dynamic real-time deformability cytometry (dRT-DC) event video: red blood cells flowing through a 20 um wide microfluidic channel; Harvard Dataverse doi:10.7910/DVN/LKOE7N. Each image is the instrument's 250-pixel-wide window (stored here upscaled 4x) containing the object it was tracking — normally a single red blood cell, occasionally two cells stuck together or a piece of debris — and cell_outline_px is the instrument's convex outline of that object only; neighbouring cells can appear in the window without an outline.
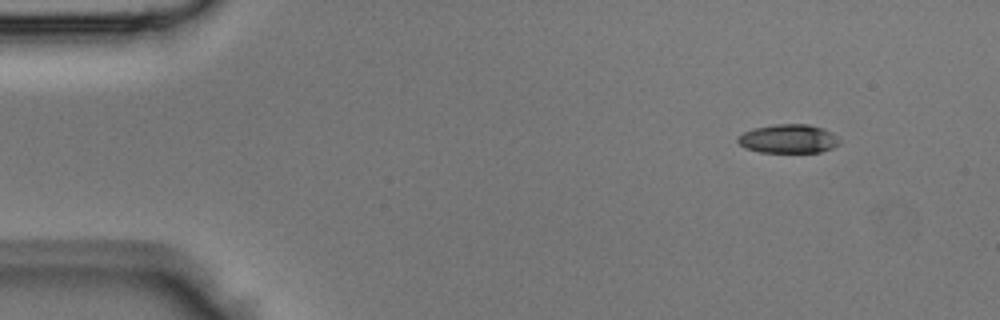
{"species": "Egyptian fruit bat (a non-hibernating species)", "species_latin": "Rousettus aegyptiacus", "temperature_condition": "room temperature", "stored_images_in_passage": 39, "camera_frame_rate_fps": 3000, "um_per_image_px": 0.085, "animal": {"sex": "male"}, "frame": {"image": 1, "passage_image": 1, "time_ms": 0.0, "image_size_px": [1000, 320], "cell_outline_px": [[840, 144], [832, 148], [820, 152], [760, 152], [744, 148], [736, 140], [736, 136], [752, 128], [776, 124], [808, 124], [824, 128], [832, 132], [840, 140]], "centroid_in_image_um": [67.0, 11.79], "position_along_channel_um": 18.0, "area_um2": 17.28}}
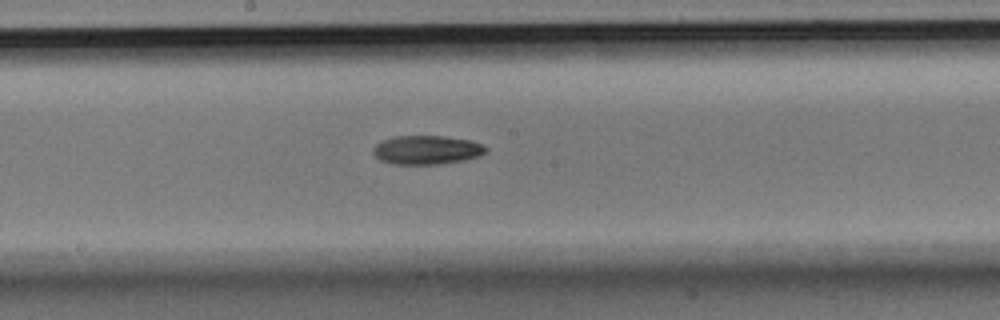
{"frame": {"image": 2, "passage_image": 19, "time_ms": 6.0, "image_size_px": [1000, 320], "cell_outline_px": [[488, 152], [480, 156], [464, 160], [436, 164], [392, 164], [380, 160], [372, 152], [372, 148], [376, 144], [384, 140], [396, 136], [444, 136], [472, 140], [484, 144], [488, 148]], "centroid_in_image_um": [36.32, 12.74], "position_along_channel_um": 211.9, "area_um2": 19.13}}
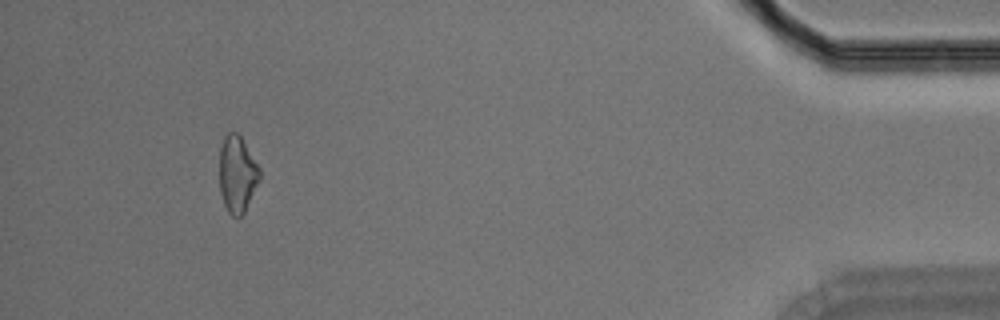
{"frame": {"image": 3, "passage_image": 36, "time_ms": 11.667, "image_size_px": [1000, 320], "cell_outline_px": [[260, 176], [244, 212], [240, 216], [232, 216], [228, 212], [224, 204], [220, 192], [220, 148], [224, 136], [228, 132], [236, 132], [240, 136], [260, 168]], "centroid_in_image_um": [20.14, 14.78], "position_along_channel_um": 415.1, "area_um2": 17.57}}